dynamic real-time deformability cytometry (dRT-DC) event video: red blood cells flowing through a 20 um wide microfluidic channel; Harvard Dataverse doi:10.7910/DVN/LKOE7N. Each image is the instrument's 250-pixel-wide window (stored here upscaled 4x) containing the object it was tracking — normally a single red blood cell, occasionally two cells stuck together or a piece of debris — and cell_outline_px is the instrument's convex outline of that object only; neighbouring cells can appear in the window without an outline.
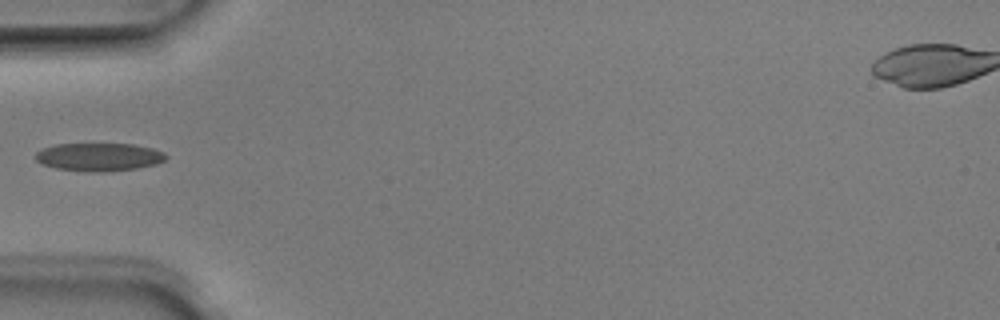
{"species": "Egyptian fruit bat (a non-hibernating species)", "species_latin": "Rousettus aegyptiacus", "temperature_condition": "room temperature", "stored_images_in_passage": 5, "camera_frame_rate_fps": 3000, "um_per_image_px": 0.085, "animal": {"sex": "male"}, "frame": {"image": 1, "passage_image": 3, "time_ms": 0.667, "image_size_px": [1000, 320], "cell_outline_px": [[168, 156], [164, 160], [156, 164], [136, 168], [104, 172], [88, 172], [56, 168], [44, 164], [36, 160], [36, 152], [40, 148], [56, 144], [132, 144], [152, 148], [164, 152]], "centroid_in_image_um": [8.41, 13.34], "position_along_channel_um": 76.6, "area_um2": 21.33}}
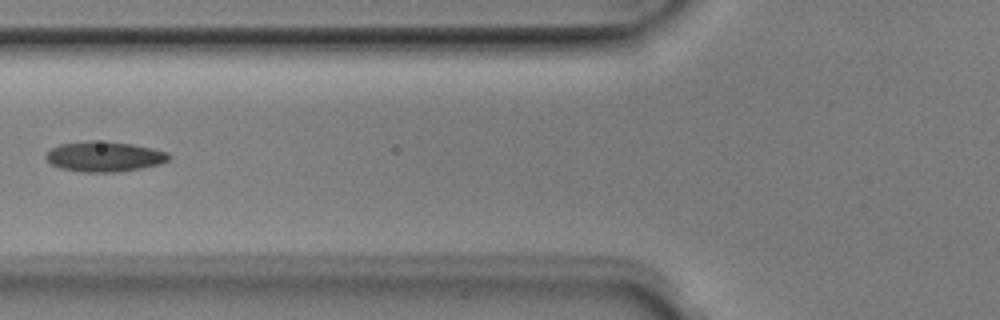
{"frame": {"image": 2, "passage_image": 4, "time_ms": 1.0, "image_size_px": [1000, 320], "cell_outline_px": [[172, 156], [168, 160], [160, 164], [140, 168], [116, 172], [80, 172], [60, 168], [52, 164], [44, 156], [52, 148], [60, 144], [88, 140], [92, 140], [132, 144], [152, 148], [168, 152]], "centroid_in_image_um": [8.87, 13.3], "position_along_channel_um": 116.9, "area_um2": 21.62}}
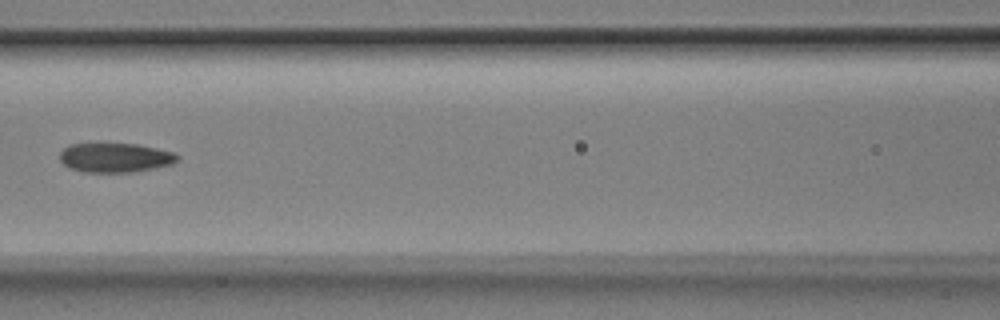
{"frame": {"image": 3, "passage_image": 5, "time_ms": 1.333, "image_size_px": [1000, 320], "cell_outline_px": [[180, 160], [172, 164], [156, 168], [132, 172], [84, 172], [68, 168], [60, 160], [60, 152], [68, 144], [100, 140], [140, 144], [176, 152], [180, 156]], "centroid_in_image_um": [9.79, 13.34], "position_along_channel_um": 156.8, "area_um2": 21.44}}